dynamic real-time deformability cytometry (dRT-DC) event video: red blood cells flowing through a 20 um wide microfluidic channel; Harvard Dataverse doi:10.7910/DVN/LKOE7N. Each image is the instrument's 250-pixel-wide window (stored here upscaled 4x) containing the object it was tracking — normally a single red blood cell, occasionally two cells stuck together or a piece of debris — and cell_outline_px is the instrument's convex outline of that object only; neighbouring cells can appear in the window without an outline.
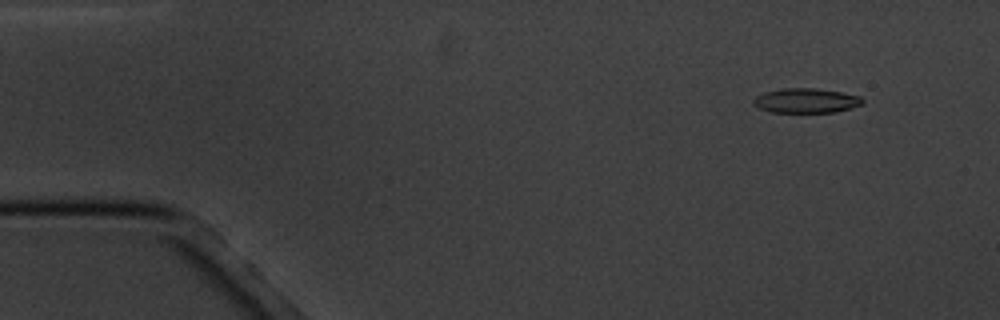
{"species": "common noctule bat (a hibernating species)", "species_latin": "Nyctalus noctula", "temperature_condition": "cold", "stored_images_in_passage": 6, "camera_frame_rate_fps": 3000, "um_per_image_px": 0.085, "animal": {"sex": "male", "body_mass_g": 20.1, "forearm_length_mm": 53.5}, "frame": {"image": 1, "passage_image": 2, "time_ms": 1.333, "image_size_px": [1000, 320], "cell_outline_px": [[864, 100], [860, 104], [852, 108], [836, 112], [772, 112], [760, 108], [752, 104], [752, 100], [756, 96], [764, 92], [784, 88], [816, 88], [840, 92], [860, 96]], "centroid_in_image_um": [68.5, 8.55], "position_along_channel_um": 16.5, "area_um2": 15.61}}
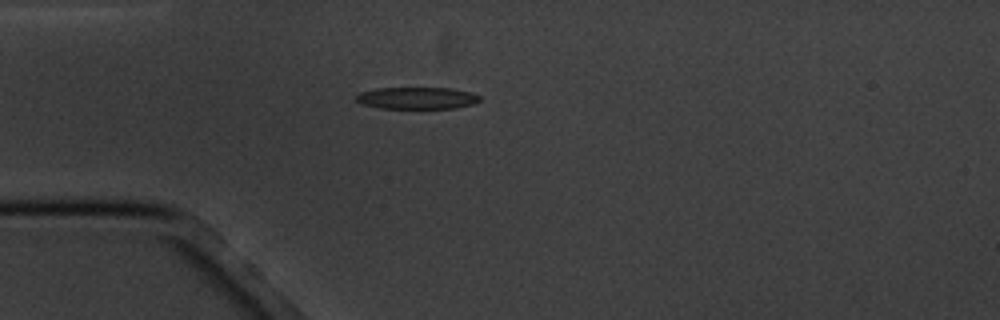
{"frame": {"image": 2, "passage_image": 5, "time_ms": 4.667, "image_size_px": [1000, 320], "cell_outline_px": [[480, 100], [472, 104], [456, 108], [380, 108], [364, 104], [356, 100], [356, 96], [360, 92], [376, 88], [452, 88], [468, 92], [480, 96]], "centroid_in_image_um": [35.44, 8.33], "position_along_channel_um": 49.6, "area_um2": 15.61}}